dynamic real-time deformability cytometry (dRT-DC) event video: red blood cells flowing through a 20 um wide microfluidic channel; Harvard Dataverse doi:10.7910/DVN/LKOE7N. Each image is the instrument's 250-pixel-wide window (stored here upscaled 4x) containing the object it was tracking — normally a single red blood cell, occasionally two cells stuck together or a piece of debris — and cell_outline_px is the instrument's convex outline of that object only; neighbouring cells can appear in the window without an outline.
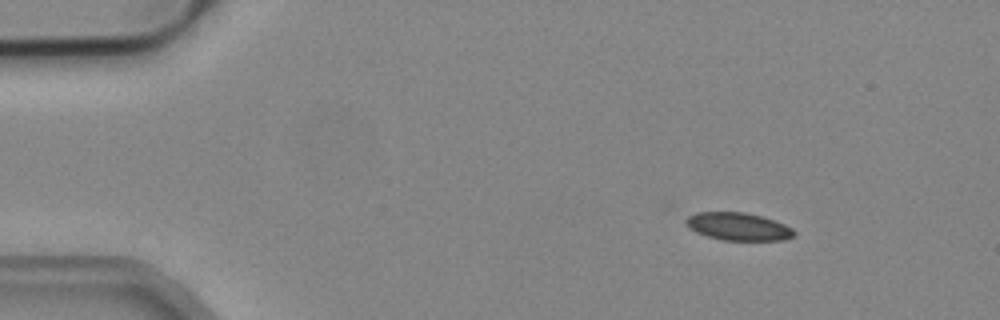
{"species": "common noctule bat (a hibernating species)", "species_latin": "Nyctalus noctula", "temperature_condition": "cold", "stored_images_in_passage": 3, "camera_frame_rate_fps": 3000, "um_per_image_px": 0.085, "animal": {"sex": "male", "body_mass_g": 19.2, "forearm_length_mm": 51.8}, "frame": {"image": 1, "passage_image": 1, "time_ms": 0.0, "image_size_px": [1000, 320], "cell_outline_px": [[796, 236], [784, 240], [724, 240], [708, 236], [696, 232], [688, 228], [684, 220], [688, 216], [696, 212], [744, 212], [760, 216], [784, 224], [792, 228], [796, 232]], "centroid_in_image_um": [62.74, 19.26], "position_along_channel_um": 22.3, "area_um2": 17.46}}